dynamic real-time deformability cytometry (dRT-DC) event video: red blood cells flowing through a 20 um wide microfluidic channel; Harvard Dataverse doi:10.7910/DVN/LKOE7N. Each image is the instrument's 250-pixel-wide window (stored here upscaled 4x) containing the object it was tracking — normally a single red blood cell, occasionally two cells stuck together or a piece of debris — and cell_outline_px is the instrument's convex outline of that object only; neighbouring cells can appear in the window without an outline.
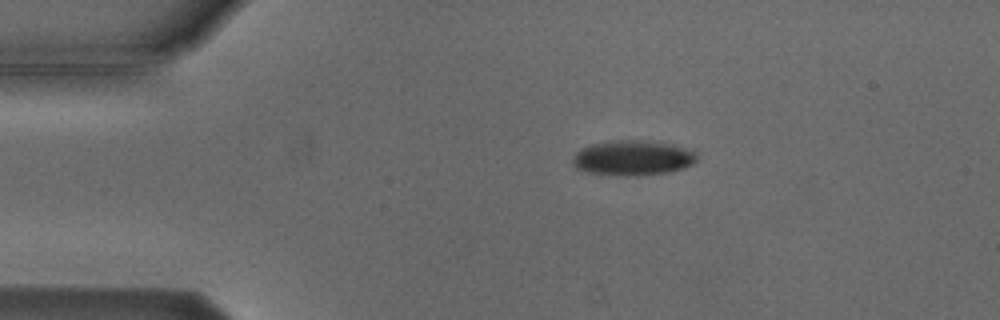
{"species": "Egyptian fruit bat (a non-hibernating species)", "species_latin": "Rousettus aegyptiacus", "temperature_condition": "cold", "stored_images_in_passage": 4, "camera_frame_rate_fps": 3000, "um_per_image_px": 0.085, "animal": {"sex": "male"}, "frame": {"image": 1, "passage_image": 2, "time_ms": 1.333, "image_size_px": [1000, 320], "cell_outline_px": [[696, 160], [692, 164], [684, 168], [668, 172], [636, 176], [616, 176], [588, 172], [576, 168], [572, 164], [572, 156], [580, 148], [592, 144], [616, 140], [644, 140], [672, 144], [696, 152]], "centroid_in_image_um": [53.75, 13.43], "position_along_channel_um": 31.3, "area_um2": 25.55}}
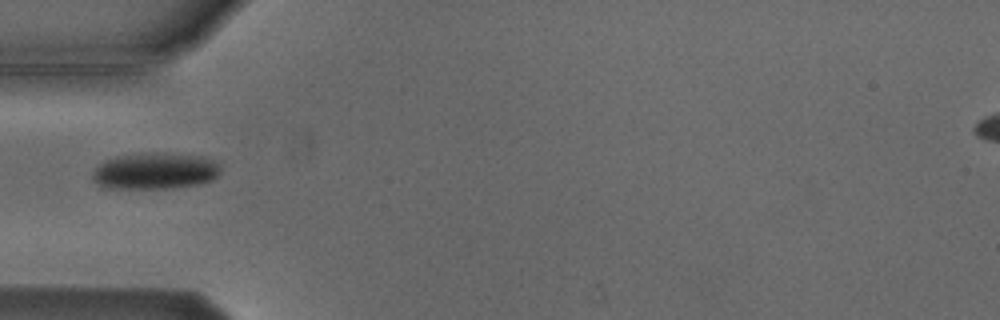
{"frame": {"image": 2, "passage_image": 4, "time_ms": 3.667, "image_size_px": [1000, 320], "cell_outline_px": [[220, 172], [212, 180], [196, 184], [168, 188], [112, 188], [96, 184], [92, 180], [92, 172], [104, 160], [116, 156], [144, 152], [164, 152], [204, 156], [220, 164]], "centroid_in_image_um": [13.17, 14.51], "position_along_channel_um": 71.8, "area_um2": 27.46}}